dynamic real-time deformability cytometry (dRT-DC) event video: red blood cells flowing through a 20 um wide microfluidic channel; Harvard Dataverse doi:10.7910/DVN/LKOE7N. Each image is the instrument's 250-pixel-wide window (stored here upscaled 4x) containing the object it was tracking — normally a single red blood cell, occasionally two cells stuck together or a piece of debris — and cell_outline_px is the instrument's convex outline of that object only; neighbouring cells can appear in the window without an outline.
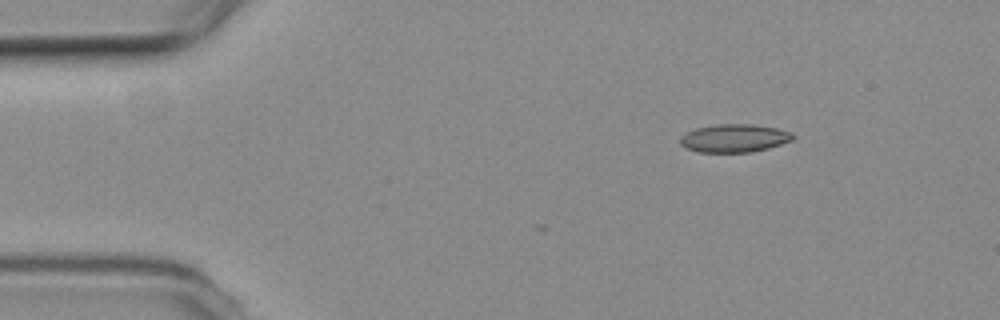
{"species": "common noctule bat (a hibernating species)", "species_latin": "Nyctalus noctula", "temperature_condition": "room temperature", "stored_images_in_passage": 3, "camera_frame_rate_fps": 3000, "um_per_image_px": 0.085, "animal": {"sex": "female", "body_mass_g": 19.3, "forearm_length_mm": 54.1}, "frame": {"image": 1, "passage_image": 1, "time_ms": 0.0, "image_size_px": [1000, 320], "cell_outline_px": [[796, 136], [792, 140], [768, 148], [752, 152], [700, 152], [684, 148], [680, 144], [680, 136], [696, 128], [716, 124], [752, 124], [776, 128], [792, 132]], "centroid_in_image_um": [62.41, 11.74], "position_along_channel_um": 22.6, "area_um2": 18.5}}